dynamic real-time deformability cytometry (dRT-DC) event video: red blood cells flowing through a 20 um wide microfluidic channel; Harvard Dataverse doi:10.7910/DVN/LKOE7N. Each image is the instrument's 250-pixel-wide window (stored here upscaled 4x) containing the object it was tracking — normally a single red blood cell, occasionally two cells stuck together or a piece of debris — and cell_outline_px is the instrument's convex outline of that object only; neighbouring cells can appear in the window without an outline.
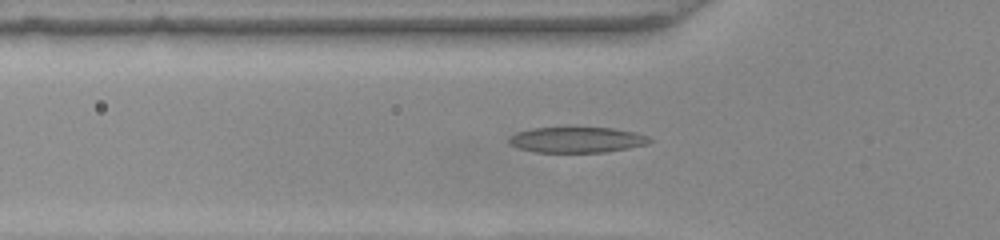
{"species": "common noctule bat (a hibernating species)", "species_latin": "Nyctalus noctula", "temperature_condition": "warm", "stored_images_in_passage": 44, "camera_frame_rate_fps": 3000, "um_per_image_px": 0.085, "animal": {"sex": "female", "body_mass_g": 22.0, "forearm_length_mm": 56.7}, "frame": {"image": 1, "passage_image": 13, "time_ms": 4.0, "image_size_px": [1000, 240], "cell_outline_px": [[652, 140], [648, 144], [628, 148], [604, 152], [536, 152], [520, 148], [512, 144], [508, 140], [516, 132], [532, 128], [564, 124], [572, 124], [612, 128], [636, 132], [648, 136]], "centroid_in_image_um": [49.04, 11.82], "position_along_channel_um": 76.8, "area_um2": 22.02}}
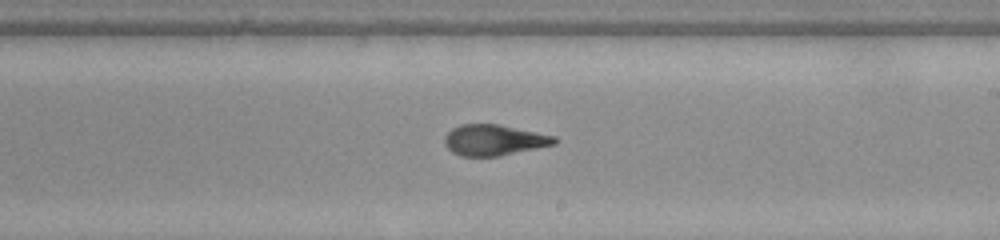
{"frame": {"image": 2, "passage_image": 26, "time_ms": 8.333, "image_size_px": [1000, 240], "cell_outline_px": [[556, 144], [496, 156], [460, 156], [452, 152], [444, 144], [444, 136], [452, 128], [460, 124], [496, 124], [556, 136]], "centroid_in_image_um": [41.94, 11.9], "position_along_channel_um": 247.1, "area_um2": 19.54}}
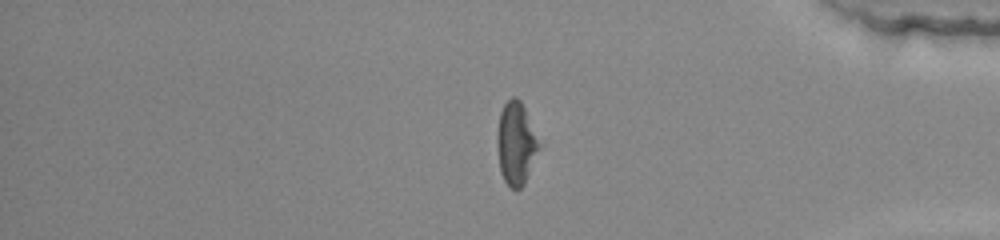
{"frame": {"image": 3, "passage_image": 39, "time_ms": 12.667, "image_size_px": [1000, 240], "cell_outline_px": [[544, 144], [524, 184], [520, 188], [512, 188], [504, 180], [500, 172], [496, 144], [496, 136], [500, 112], [504, 104], [512, 96], [516, 96], [520, 100]], "centroid_in_image_um": [43.91, 12.17], "position_along_channel_um": 391.3, "area_um2": 20.98}}